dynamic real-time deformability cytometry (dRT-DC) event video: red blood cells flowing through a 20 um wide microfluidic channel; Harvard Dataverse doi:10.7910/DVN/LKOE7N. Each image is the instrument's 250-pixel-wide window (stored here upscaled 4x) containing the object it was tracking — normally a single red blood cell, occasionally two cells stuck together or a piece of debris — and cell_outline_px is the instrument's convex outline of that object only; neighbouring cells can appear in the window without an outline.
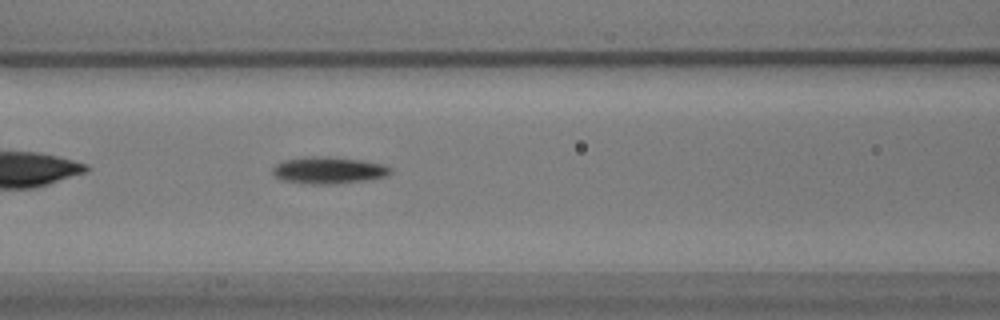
{"species": "common noctule bat (a hibernating species)", "species_latin": "Nyctalus noctula", "temperature_condition": "warm", "stored_images_in_passage": 42, "camera_frame_rate_fps": 3000, "um_per_image_px": 0.085, "animal": {"sex": "male", "body_mass_g": 17.9}, "frame": {"image": 1, "passage_image": 8, "time_ms": 2.333, "image_size_px": [1000, 320], "cell_outline_px": [[392, 172], [384, 176], [360, 180], [328, 184], [312, 184], [284, 180], [276, 176], [272, 172], [272, 168], [276, 164], [284, 160], [304, 156], [328, 156], [360, 160], [384, 164], [392, 168]], "centroid_in_image_um": [27.89, 14.44], "position_along_channel_um": 138.7, "area_um2": 18.15}}
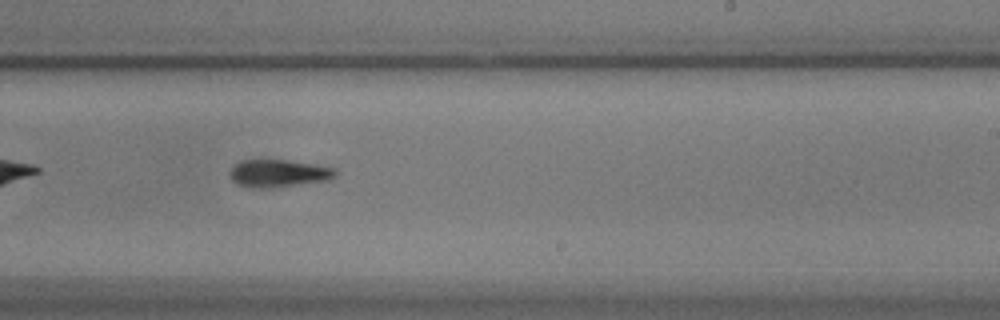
{"frame": {"image": 2, "passage_image": 19, "time_ms": 6.0, "image_size_px": [1000, 320], "cell_outline_px": [[336, 176], [328, 180], [260, 188], [236, 184], [232, 180], [228, 172], [240, 160], [284, 160], [316, 164], [336, 168]], "centroid_in_image_um": [23.67, 14.71], "position_along_channel_um": 265.3, "area_um2": 16.59}}
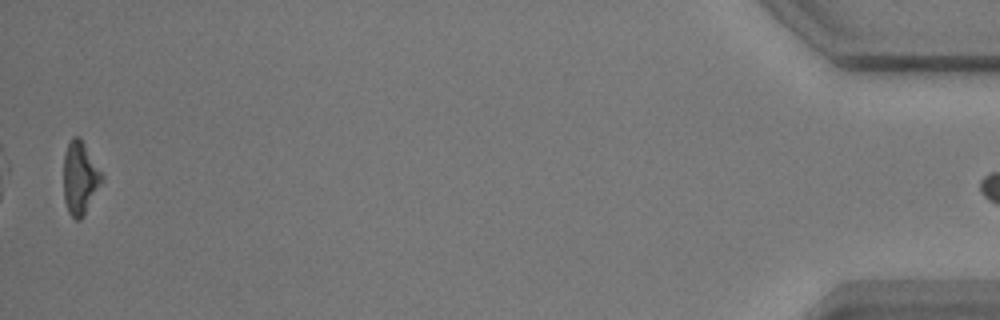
{"frame": {"image": 3, "passage_image": 41, "time_ms": 13.333, "image_size_px": [1000, 320], "cell_outline_px": [[104, 180], [84, 216], [80, 220], [76, 220], [68, 212], [64, 200], [64, 152], [72, 136], [80, 136], [104, 176]], "centroid_in_image_um": [6.81, 15.13], "position_along_channel_um": 428.4, "area_um2": 16.47}}